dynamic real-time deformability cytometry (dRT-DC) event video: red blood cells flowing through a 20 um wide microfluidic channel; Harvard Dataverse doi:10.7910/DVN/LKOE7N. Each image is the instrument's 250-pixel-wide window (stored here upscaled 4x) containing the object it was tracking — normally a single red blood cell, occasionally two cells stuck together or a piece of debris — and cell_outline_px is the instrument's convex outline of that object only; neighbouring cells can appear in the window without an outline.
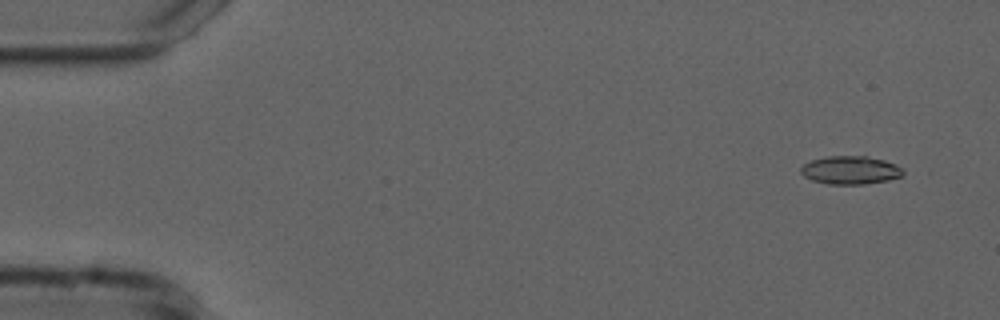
{"species": "common noctule bat (a hibernating species)", "species_latin": "Nyctalus noctula", "temperature_condition": "cold", "stored_images_in_passage": 13, "camera_frame_rate_fps": 3000, "um_per_image_px": 0.085, "animal": {"sex": "male", "forearm_length_mm": 52.5}, "frame": {"image": 1, "passage_image": 4, "time_ms": 1.0, "image_size_px": [1000, 320], "cell_outline_px": [[904, 176], [888, 180], [864, 184], [828, 184], [812, 180], [804, 176], [800, 172], [800, 168], [804, 164], [812, 160], [828, 156], [864, 156], [884, 160], [896, 164], [904, 168]], "centroid_in_image_um": [72.32, 14.46], "position_along_channel_um": 12.7, "area_um2": 16.88}}